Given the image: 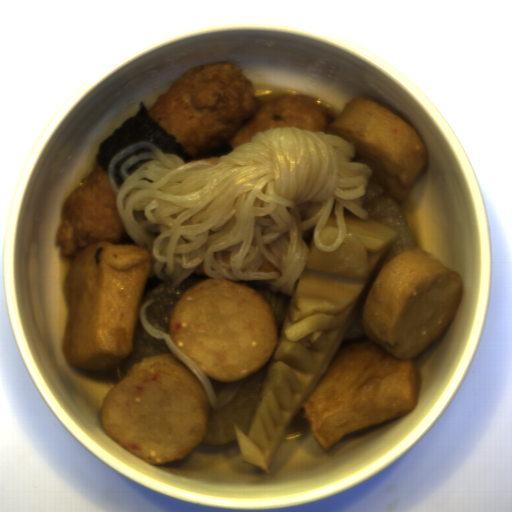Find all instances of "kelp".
<instances>
[{"instance_id": "obj_3", "label": "kelp", "mask_w": 512, "mask_h": 512, "mask_svg": "<svg viewBox=\"0 0 512 512\" xmlns=\"http://www.w3.org/2000/svg\"><path fill=\"white\" fill-rule=\"evenodd\" d=\"M151 160H154V159H148V160H141V161H138L136 164H134L131 168H129L127 170L126 173L128 174H132L134 171H136L142 164L148 162V161H151Z\"/></svg>"}, {"instance_id": "obj_1", "label": "kelp", "mask_w": 512, "mask_h": 512, "mask_svg": "<svg viewBox=\"0 0 512 512\" xmlns=\"http://www.w3.org/2000/svg\"><path fill=\"white\" fill-rule=\"evenodd\" d=\"M137 143H150L162 153L174 154L184 163H190L181 143H177L174 136L155 123L140 105L134 116L125 119L99 143L96 163L108 174L111 160L122 150Z\"/></svg>"}, {"instance_id": "obj_2", "label": "kelp", "mask_w": 512, "mask_h": 512, "mask_svg": "<svg viewBox=\"0 0 512 512\" xmlns=\"http://www.w3.org/2000/svg\"><path fill=\"white\" fill-rule=\"evenodd\" d=\"M142 152H152V151L146 147V148L134 151V152H130L127 156L122 157L119 161L116 162V164L113 168V177H114V180L118 187L124 183V178L120 172V168H121V165L123 164V162L126 159H128L129 157H131L135 154H138V153H142Z\"/></svg>"}]
</instances>
